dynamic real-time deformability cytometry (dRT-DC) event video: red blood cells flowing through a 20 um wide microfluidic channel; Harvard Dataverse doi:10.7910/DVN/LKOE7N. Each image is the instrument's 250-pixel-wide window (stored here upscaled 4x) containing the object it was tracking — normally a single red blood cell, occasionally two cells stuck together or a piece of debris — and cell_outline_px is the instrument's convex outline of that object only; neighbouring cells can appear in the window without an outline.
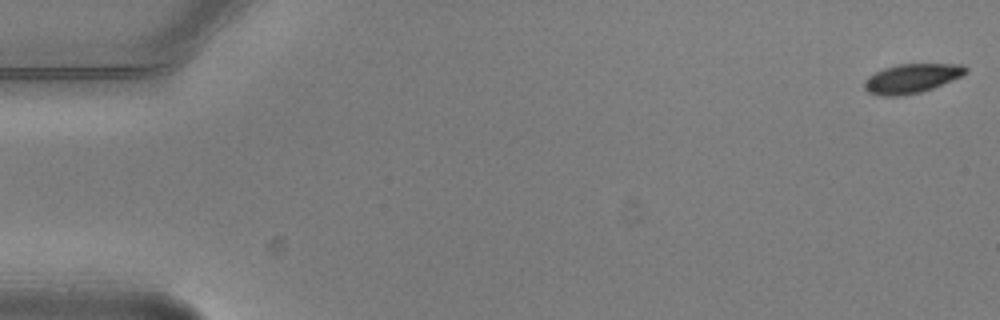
{"species": "common noctule bat (a hibernating species)", "species_latin": "Nyctalus noctula", "temperature_condition": "warm", "stored_images_in_passage": 6, "camera_frame_rate_fps": 3000, "um_per_image_px": 0.085, "animal": {"sex": "male", "body_mass_g": 20.5, "forearm_length_mm": 52.5}, "frame": {"image": 1, "passage_image": 1, "time_ms": 0.0, "image_size_px": [1000, 320], "cell_outline_px": [[968, 72], [960, 76], [932, 88], [920, 92], [900, 96], [880, 96], [868, 92], [864, 88], [864, 80], [868, 76], [884, 68], [896, 64], [960, 64], [968, 68]], "centroid_in_image_um": [77.45, 6.66], "position_along_channel_um": 7.5, "area_um2": 17.17}}
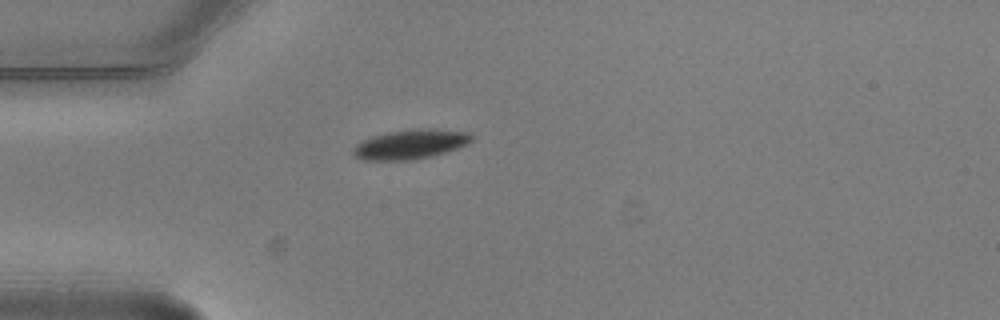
{"frame": {"image": 2, "passage_image": 5, "time_ms": 1.333, "image_size_px": [1000, 320], "cell_outline_px": [[472, 140], [456, 148], [444, 152], [428, 156], [408, 160], [364, 160], [356, 156], [352, 152], [352, 148], [360, 140], [372, 136], [388, 132], [416, 128], [424, 128], [468, 132], [472, 136]], "centroid_in_image_um": [34.81, 12.25], "position_along_channel_um": 50.2, "area_um2": 20.06}}